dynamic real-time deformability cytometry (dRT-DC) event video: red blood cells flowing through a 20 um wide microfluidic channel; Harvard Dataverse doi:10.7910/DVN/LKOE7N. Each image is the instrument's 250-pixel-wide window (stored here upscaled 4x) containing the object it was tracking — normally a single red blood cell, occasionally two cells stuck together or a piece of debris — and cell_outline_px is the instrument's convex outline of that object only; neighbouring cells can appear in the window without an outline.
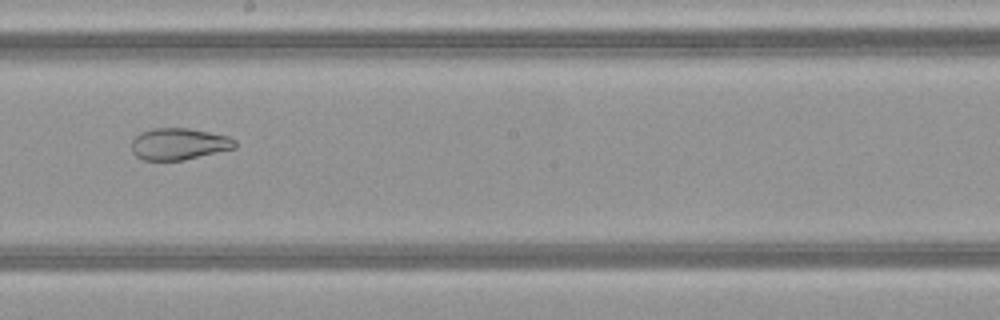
{"species": "common noctule bat (a hibernating species)", "species_latin": "Nyctalus noctula", "temperature_condition": "warm", "stored_images_in_passage": 39, "camera_frame_rate_fps": 3000, "um_per_image_px": 0.085, "animal": {"sex": "female", "body_mass_g": 21.9}, "frame": {"image": 1, "passage_image": 18, "time_ms": 5.667, "image_size_px": [1000, 320], "cell_outline_px": [[236, 148], [184, 160], [144, 160], [136, 156], [132, 152], [132, 140], [140, 132], [152, 128], [188, 128], [228, 136], [236, 140]], "centroid_in_image_um": [15.2, 12.23], "position_along_channel_um": 233.0, "area_um2": 19.13}}
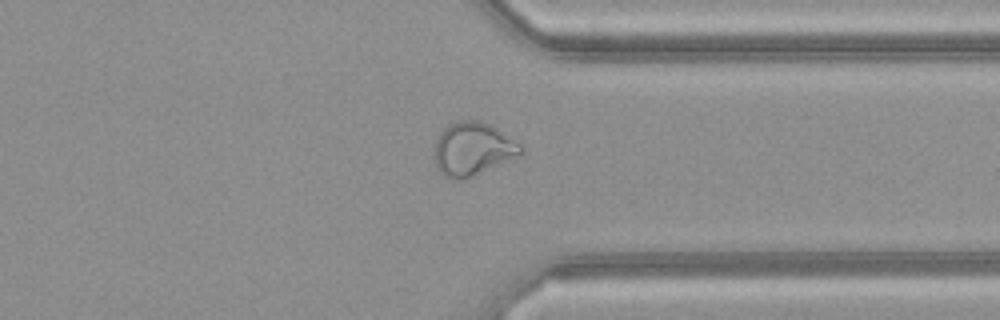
{"frame": {"image": 2, "passage_image": 28, "time_ms": 9.0, "image_size_px": [1000, 320], "cell_outline_px": [[524, 152], [516, 156], [464, 180], [452, 180], [444, 176], [440, 172], [436, 164], [436, 140], [440, 132], [448, 124], [456, 120], [480, 120], [492, 124], [520, 144], [524, 148]], "centroid_in_image_um": [40.18, 12.63], "position_along_channel_um": 371.2, "area_um2": 26.7}}
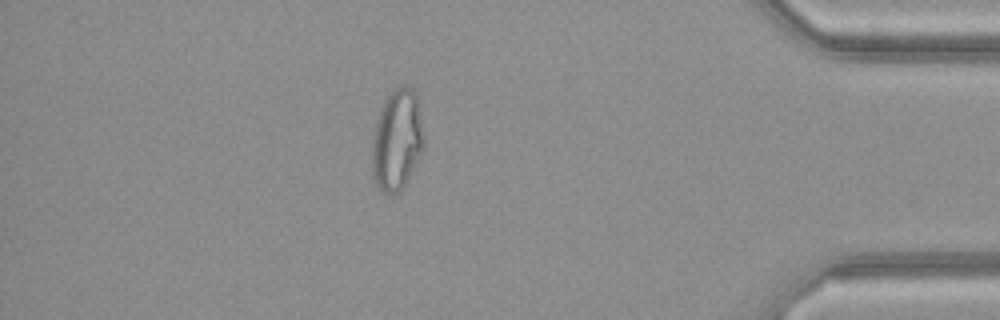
{"frame": {"image": 3, "passage_image": 33, "time_ms": 10.667, "image_size_px": [1000, 320], "cell_outline_px": [[424, 148], [408, 180], [400, 192], [392, 196], [380, 192], [372, 176], [372, 136], [376, 120], [380, 108], [388, 92], [400, 84], [412, 88], [416, 92], [424, 140]], "centroid_in_image_um": [33.72, 11.92], "position_along_channel_um": 401.5, "area_um2": 31.21}, "authors_computed_cell_mechanics": {"area_um2": 26.7036, "velocity_mm_per_s": 4.1875, "shape_relaxation_time_tau1_ms": null, "shape_relaxation_time_tau2_ms": 1.482, "deformation_change_tau1": null, "deformation_change_tau2": 0.0747}}